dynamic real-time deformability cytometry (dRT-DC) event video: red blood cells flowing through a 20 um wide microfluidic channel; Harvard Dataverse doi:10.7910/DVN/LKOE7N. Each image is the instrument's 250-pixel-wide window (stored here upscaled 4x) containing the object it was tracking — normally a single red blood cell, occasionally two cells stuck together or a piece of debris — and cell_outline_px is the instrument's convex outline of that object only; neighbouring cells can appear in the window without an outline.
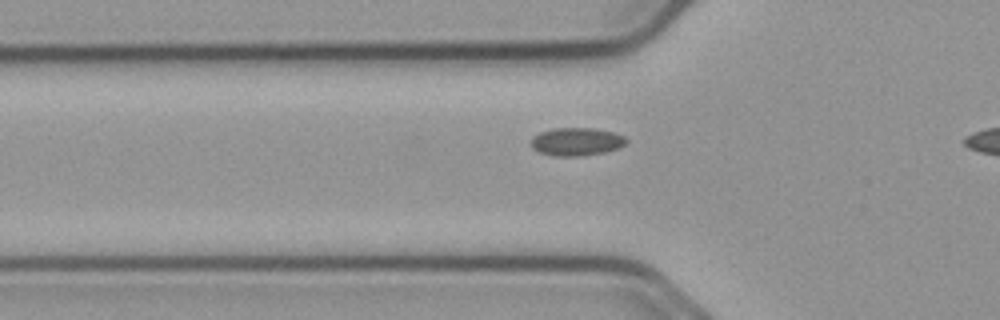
{"species": "common noctule bat (a hibernating species)", "species_latin": "Nyctalus noctula", "temperature_condition": "cold", "stored_images_in_passage": 37, "camera_frame_rate_fps": 3000, "um_per_image_px": 0.085, "animal": {"sex": "male", "body_mass_g": 23.1, "forearm_length_mm": 52.7}, "frame": {"image": 1, "passage_image": 9, "time_ms": 2.667, "image_size_px": [1000, 320], "cell_outline_px": [[628, 140], [620, 148], [604, 152], [580, 156], [556, 156], [540, 152], [532, 148], [532, 136], [540, 132], [552, 128], [592, 128], [612, 132], [624, 136]], "centroid_in_image_um": [49.0, 12.04], "position_along_channel_um": 76.8, "area_um2": 15.49}}
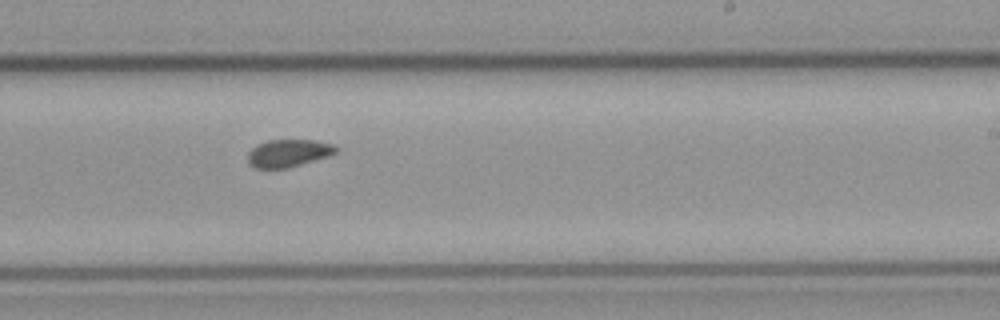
{"frame": {"image": 2, "passage_image": 24, "time_ms": 7.667, "image_size_px": [1000, 320], "cell_outline_px": [[340, 148], [336, 152], [328, 156], [288, 168], [256, 168], [248, 164], [248, 152], [256, 144], [268, 140], [316, 140], [336, 144]], "centroid_in_image_um": [24.53, 13.0], "position_along_channel_um": 264.5, "area_um2": 14.33}}
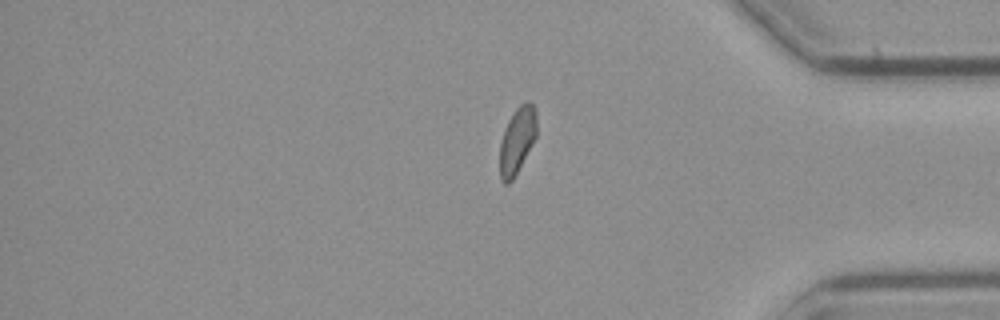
{"frame": {"image": 3, "passage_image": 36, "time_ms": 11.667, "image_size_px": [1000, 320], "cell_outline_px": [[536, 136], [512, 180], [508, 184], [504, 184], [500, 180], [500, 144], [504, 128], [508, 120], [516, 108], [524, 100], [528, 100], [532, 104], [536, 112]], "centroid_in_image_um": [43.94, 11.9], "position_along_channel_um": 391.3, "area_um2": 14.16}}